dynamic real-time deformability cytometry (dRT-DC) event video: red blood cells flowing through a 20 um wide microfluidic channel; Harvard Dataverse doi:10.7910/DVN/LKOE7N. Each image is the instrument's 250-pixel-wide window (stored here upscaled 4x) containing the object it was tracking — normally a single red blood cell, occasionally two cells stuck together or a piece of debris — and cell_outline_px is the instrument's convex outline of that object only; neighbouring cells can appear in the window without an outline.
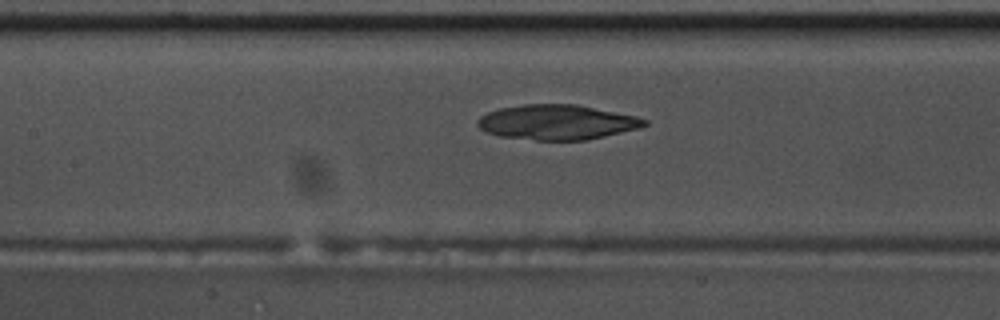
{"species": "common noctule bat (a hibernating species)", "species_latin": "Nyctalus noctula", "temperature_condition": "warm", "stored_images_in_passage": 21, "camera_frame_rate_fps": 3000, "um_per_image_px": 0.085, "animal": {"sex": "male", "body_mass_g": 17.5, "forearm_length_mm": 52.3}, "frame": {"image": 1, "passage_image": 15, "time_ms": 4.667, "image_size_px": [1000, 320], "cell_outline_px": [[648, 124], [640, 128], [584, 140], [536, 140], [500, 136], [484, 132], [476, 124], [476, 120], [480, 116], [488, 112], [500, 108], [524, 104], [576, 104], [636, 116], [648, 120]], "centroid_in_image_um": [47.31, 10.38], "position_along_channel_um": 160.1, "area_um2": 33.93}}